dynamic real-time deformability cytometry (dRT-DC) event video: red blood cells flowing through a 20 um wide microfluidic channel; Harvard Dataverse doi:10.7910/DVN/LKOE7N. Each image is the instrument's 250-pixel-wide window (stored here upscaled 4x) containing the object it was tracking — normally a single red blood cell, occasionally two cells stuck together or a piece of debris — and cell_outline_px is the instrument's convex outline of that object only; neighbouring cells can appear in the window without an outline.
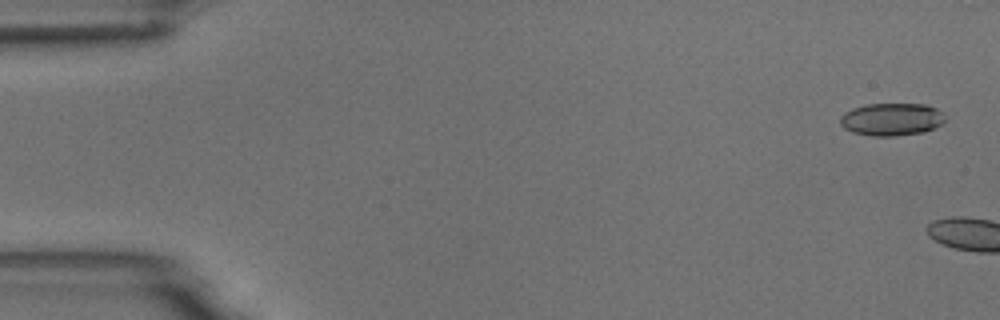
{"species": "common noctule bat (a hibernating species)", "species_latin": "Nyctalus noctula", "temperature_condition": "room temperature", "stored_images_in_passage": 6, "camera_frame_rate_fps": 3000, "um_per_image_px": 0.085, "animal": {"sex": "male", "body_mass_g": 18.8}, "frame": {"image": 1, "passage_image": 1, "time_ms": 0.0, "image_size_px": [1000, 320], "cell_outline_px": [[944, 120], [940, 124], [924, 132], [892, 136], [872, 136], [852, 132], [844, 128], [840, 124], [840, 116], [844, 112], [852, 108], [868, 104], [928, 104], [936, 108], [944, 116]], "centroid_in_image_um": [75.74, 10.14], "position_along_channel_um": 9.3, "area_um2": 19.88}}
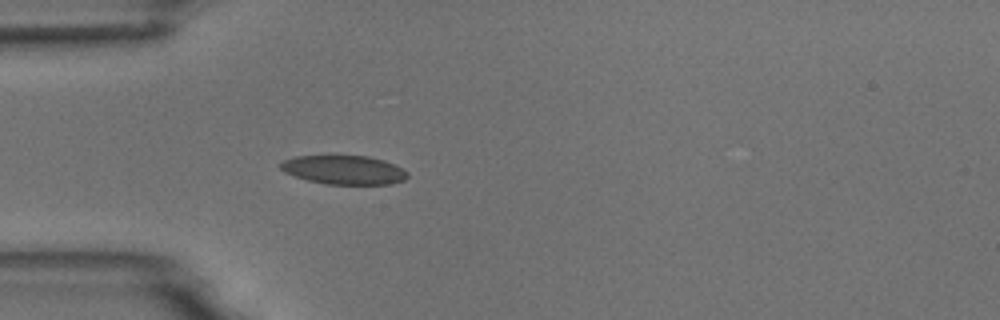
{"frame": {"image": 2, "passage_image": 6, "time_ms": 6.0, "image_size_px": [1000, 320], "cell_outline_px": [[408, 176], [404, 180], [392, 184], [324, 184], [308, 180], [284, 172], [280, 168], [280, 164], [284, 160], [296, 156], [368, 156], [384, 160], [408, 172]], "centroid_in_image_um": [29.24, 14.44], "position_along_channel_um": 55.8, "area_um2": 21.21}}